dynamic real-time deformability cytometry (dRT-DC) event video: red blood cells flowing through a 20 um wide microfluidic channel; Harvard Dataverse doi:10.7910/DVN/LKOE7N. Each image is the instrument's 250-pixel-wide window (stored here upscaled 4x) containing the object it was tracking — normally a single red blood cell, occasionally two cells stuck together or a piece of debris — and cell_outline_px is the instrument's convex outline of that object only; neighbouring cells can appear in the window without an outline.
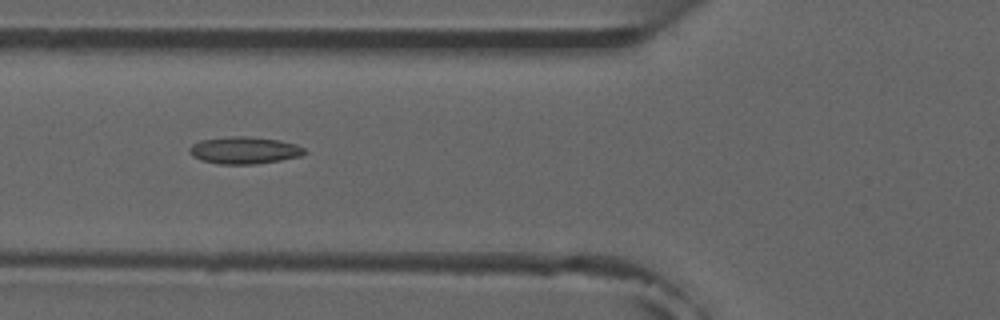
{"species": "common noctule bat (a hibernating species)", "species_latin": "Nyctalus noctula", "temperature_condition": "room temperature", "stored_images_in_passage": 8, "camera_frame_rate_fps": 3000, "um_per_image_px": 0.085, "animal": {"sex": "male", "forearm_length_mm": 52.5}, "frame": {"image": 1, "passage_image": 6, "time_ms": 5.667, "image_size_px": [1000, 320], "cell_outline_px": [[308, 152], [300, 156], [280, 160], [256, 164], [216, 164], [200, 160], [192, 156], [188, 152], [188, 148], [192, 144], [200, 140], [232, 136], [248, 136], [280, 140], [296, 144], [304, 148]], "centroid_in_image_um": [20.74, 12.77], "position_along_channel_um": 105.1, "area_um2": 18.38}}
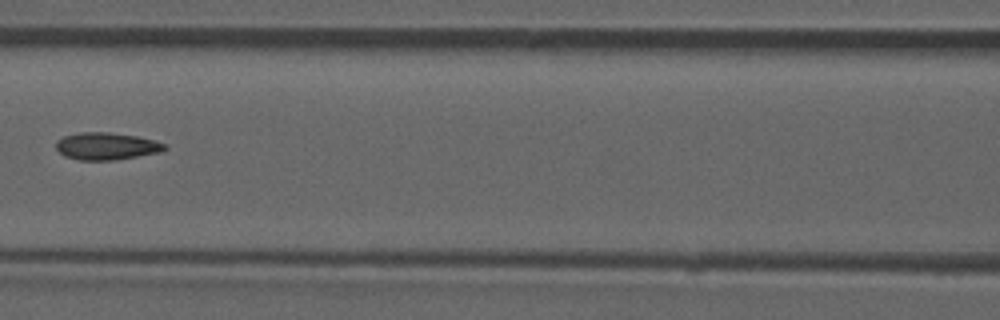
{"frame": {"image": 2, "passage_image": 7, "time_ms": 7.0, "image_size_px": [1000, 320], "cell_outline_px": [[168, 148], [160, 152], [116, 160], [80, 160], [64, 156], [56, 148], [56, 140], [64, 136], [80, 132], [108, 132], [136, 136], [168, 144]], "centroid_in_image_um": [9.05, 12.42], "position_along_channel_um": 157.5, "area_um2": 17.28}}